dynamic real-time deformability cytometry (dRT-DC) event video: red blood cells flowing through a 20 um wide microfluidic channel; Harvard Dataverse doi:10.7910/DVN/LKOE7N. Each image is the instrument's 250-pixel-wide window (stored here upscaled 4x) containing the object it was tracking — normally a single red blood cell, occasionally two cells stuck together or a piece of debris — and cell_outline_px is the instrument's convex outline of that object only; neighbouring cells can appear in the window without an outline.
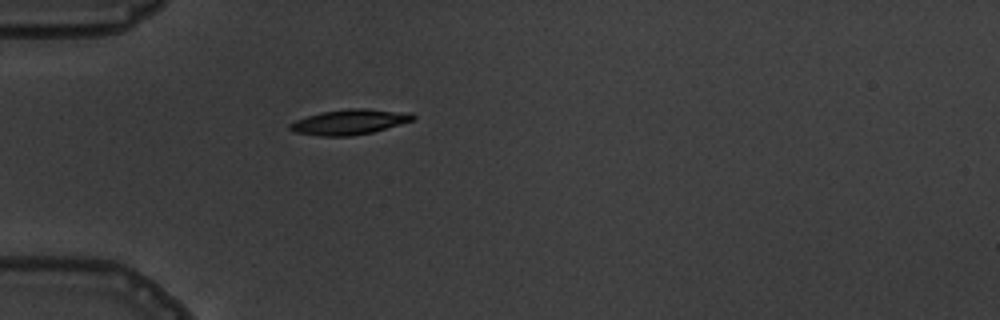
{"species": "common noctule bat (a hibernating species)", "species_latin": "Nyctalus noctula", "temperature_condition": "warm", "stored_images_in_passage": 1, "camera_frame_rate_fps": 3000, "um_per_image_px": 0.085, "animal": {"sex": "male", "body_mass_g": 19.5, "forearm_length_mm": 54.6}, "frame": {"image": 1, "passage_image": 1, "time_ms": 0.0, "image_size_px": [1000, 320], "cell_outline_px": [[416, 116], [412, 120], [372, 132], [348, 136], [320, 136], [292, 132], [288, 128], [288, 124], [296, 120], [320, 112], [348, 108], [368, 108], [412, 112]], "centroid_in_image_um": [29.68, 10.35], "position_along_channel_um": 55.3, "area_um2": 18.15}}